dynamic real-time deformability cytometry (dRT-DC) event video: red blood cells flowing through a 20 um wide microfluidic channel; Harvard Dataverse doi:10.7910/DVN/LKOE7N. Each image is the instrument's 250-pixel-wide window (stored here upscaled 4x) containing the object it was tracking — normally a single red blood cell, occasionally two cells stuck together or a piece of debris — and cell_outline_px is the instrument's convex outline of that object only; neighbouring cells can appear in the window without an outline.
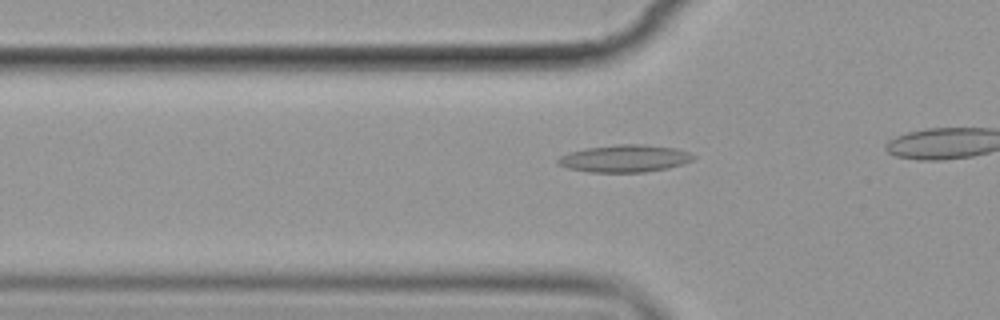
{"species": "common noctule bat (a hibernating species)", "species_latin": "Nyctalus noctula", "temperature_condition": "cold", "stored_images_in_passage": 3, "camera_frame_rate_fps": 3000, "um_per_image_px": 0.085, "animal": {"sex": "female", "body_mass_g": 19.9}, "frame": {"image": 1, "passage_image": 3, "time_ms": 2.333, "image_size_px": [1000, 320], "cell_outline_px": [[696, 156], [692, 160], [668, 168], [644, 172], [588, 172], [568, 168], [556, 164], [556, 160], [560, 156], [568, 152], [584, 148], [616, 144], [644, 144], [676, 148], [688, 152]], "centroid_in_image_um": [53.05, 13.46], "position_along_channel_um": 72.8, "area_um2": 21.68}}